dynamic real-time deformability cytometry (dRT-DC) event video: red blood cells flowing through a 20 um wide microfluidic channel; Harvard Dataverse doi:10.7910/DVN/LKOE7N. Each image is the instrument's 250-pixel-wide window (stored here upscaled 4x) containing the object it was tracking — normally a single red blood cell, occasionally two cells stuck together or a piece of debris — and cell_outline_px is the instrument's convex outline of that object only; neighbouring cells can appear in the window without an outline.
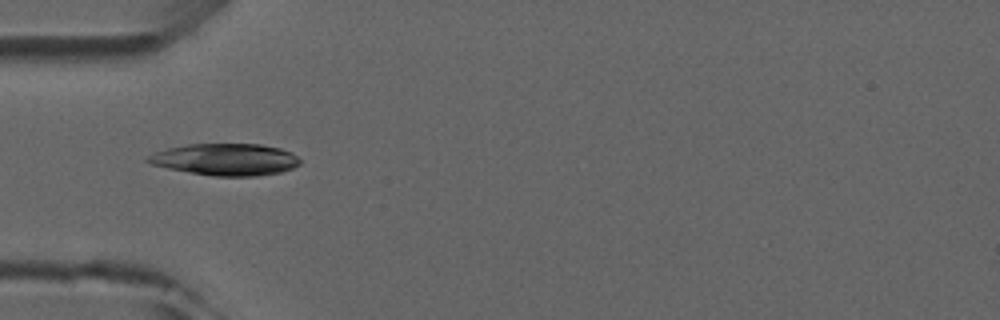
{"species": "common noctule bat (a hibernating species)", "species_latin": "Nyctalus noctula", "temperature_condition": "room temperature", "stored_images_in_passage": 7, "camera_frame_rate_fps": 3000, "um_per_image_px": 0.085, "animal": {"sex": "male", "forearm_length_mm": 52.5}, "frame": {"image": 1, "passage_image": 5, "time_ms": 4.667, "image_size_px": [1000, 320], "cell_outline_px": [[300, 164], [292, 168], [280, 172], [256, 176], [216, 176], [168, 168], [152, 164], [144, 160], [144, 156], [168, 148], [188, 144], [260, 144], [280, 148], [292, 152], [300, 160]], "centroid_in_image_um": [19.17, 13.54], "position_along_channel_um": 65.8, "area_um2": 28.09}}
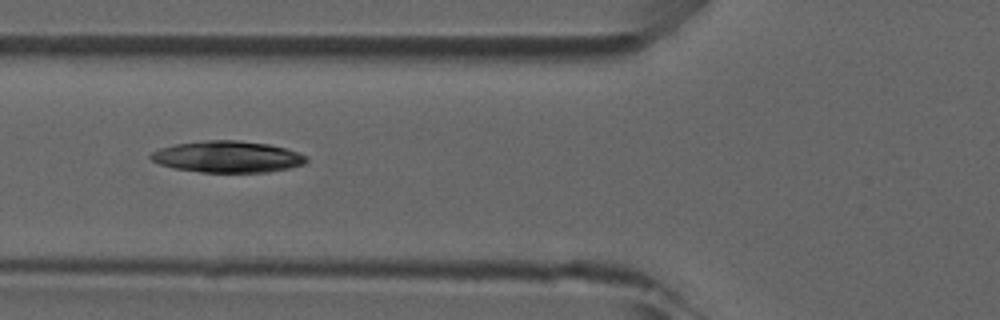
{"frame": {"image": 2, "passage_image": 6, "time_ms": 5.667, "image_size_px": [1000, 320], "cell_outline_px": [[308, 160], [304, 164], [288, 168], [268, 172], [200, 172], [172, 168], [160, 164], [152, 160], [148, 156], [152, 152], [160, 148], [176, 144], [204, 140], [236, 140], [268, 144], [284, 148], [308, 156]], "centroid_in_image_um": [19.32, 13.33], "position_along_channel_um": 106.5, "area_um2": 28.5}}
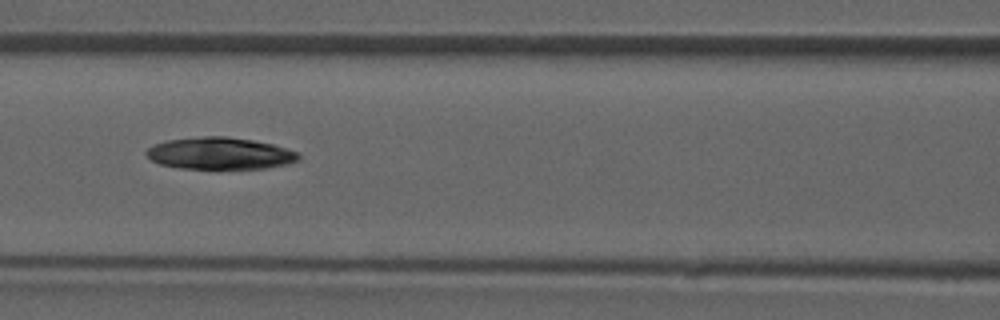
{"frame": {"image": 3, "passage_image": 7, "time_ms": 6.667, "image_size_px": [1000, 320], "cell_outline_px": [[300, 160], [288, 164], [268, 168], [180, 168], [160, 164], [152, 160], [144, 152], [152, 144], [168, 140], [204, 136], [224, 136], [252, 140], [272, 144], [300, 152]], "centroid_in_image_um": [18.72, 13.03], "position_along_channel_um": 147.9, "area_um2": 28.32}}